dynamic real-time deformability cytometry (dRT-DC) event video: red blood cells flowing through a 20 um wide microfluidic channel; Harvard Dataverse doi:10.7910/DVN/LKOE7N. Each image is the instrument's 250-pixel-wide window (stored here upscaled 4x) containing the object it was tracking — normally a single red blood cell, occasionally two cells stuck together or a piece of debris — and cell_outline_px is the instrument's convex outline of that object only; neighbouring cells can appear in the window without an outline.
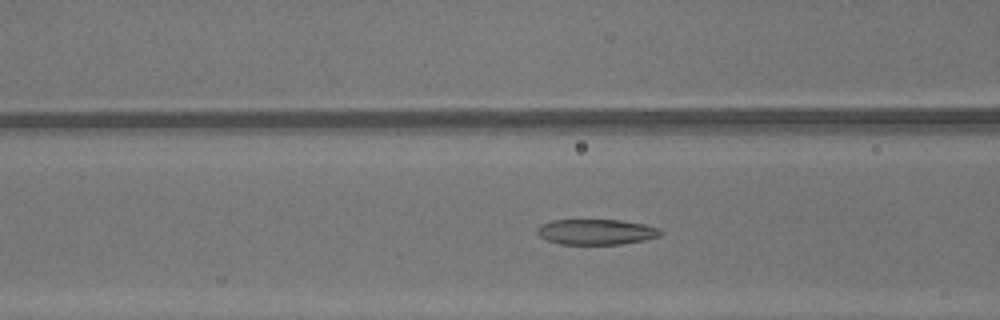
{"species": "common noctule bat (a hibernating species)", "species_latin": "Nyctalus noctula", "temperature_condition": "warm", "stored_images_in_passage": 48, "camera_frame_rate_fps": 3000, "um_per_image_px": 0.085, "animal": {"sex": "male", "body_mass_g": 13.3}, "frame": {"image": 1, "passage_image": 20, "time_ms": 6.333, "image_size_px": [1000, 320], "cell_outline_px": [[664, 232], [660, 236], [644, 240], [624, 244], [560, 244], [544, 240], [536, 232], [536, 228], [540, 224], [552, 220], [620, 220], [644, 224], [660, 228]], "centroid_in_image_um": [50.67, 19.71], "position_along_channel_um": 115.9, "area_um2": 18.55}}
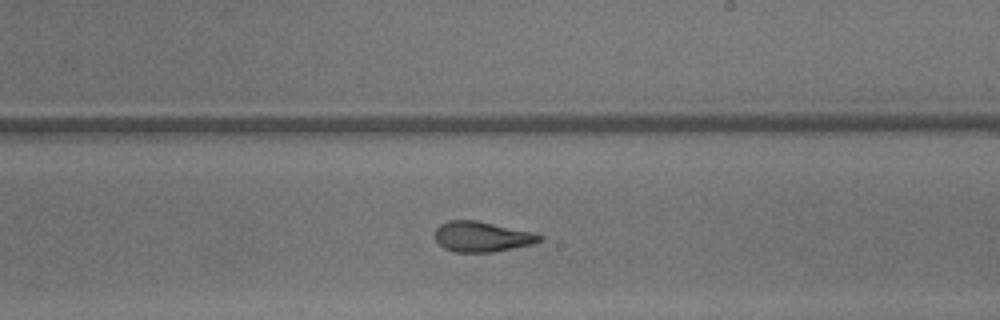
{"frame": {"image": 2, "passage_image": 29, "time_ms": 9.333, "image_size_px": [1000, 320], "cell_outline_px": [[544, 240], [532, 244], [492, 252], [456, 252], [444, 248], [432, 236], [436, 228], [440, 224], [448, 220], [476, 220], [532, 232], [544, 236]], "centroid_in_image_um": [40.94, 20.11], "position_along_channel_um": 248.1, "area_um2": 18.55}}
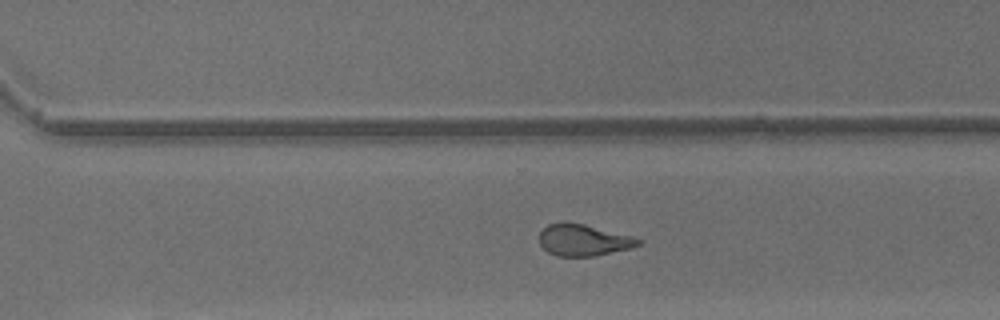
{"frame": {"image": 3, "passage_image": 34, "time_ms": 11.0, "image_size_px": [1000, 320], "cell_outline_px": [[644, 240], [640, 244], [632, 248], [592, 256], [556, 256], [548, 252], [540, 244], [540, 232], [548, 224], [564, 220], [584, 224], [632, 236]], "centroid_in_image_um": [49.59, 20.39], "position_along_channel_um": 321.0, "area_um2": 18.32}, "authors_computed_cell_mechanics": {"area_um2": 20.5479, "velocity_mm_per_s": 4.4017, "shape_relaxation_time_tau1_ms": 8.1633, "shape_relaxation_time_tau2_ms": 1.3695, "deformation_change_tau1": 0.2599, "deformation_change_tau2": 0.0975}}